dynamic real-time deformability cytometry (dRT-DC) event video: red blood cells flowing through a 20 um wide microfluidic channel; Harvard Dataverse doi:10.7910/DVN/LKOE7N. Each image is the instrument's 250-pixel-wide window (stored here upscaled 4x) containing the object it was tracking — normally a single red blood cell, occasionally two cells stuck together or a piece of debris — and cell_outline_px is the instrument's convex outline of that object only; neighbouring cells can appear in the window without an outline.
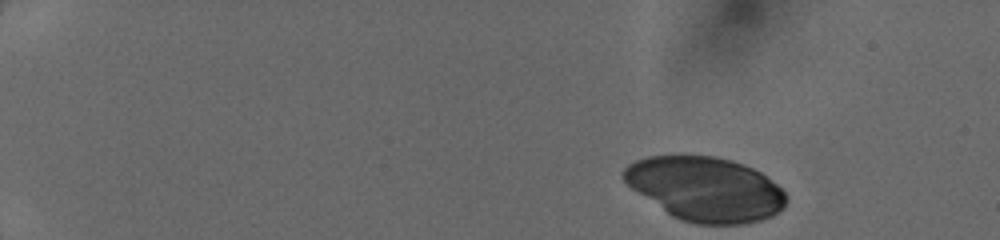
{"species": "human", "species_latin": "Homo sapiens", "temperature_condition": "cold", "stored_images_in_passage": 43, "camera_frame_rate_fps": 3000, "um_per_image_px": 0.085, "donor": {"sex": "female"}, "frame": {"image": 1, "passage_image": 1, "time_ms": 0.0, "image_size_px": [1000, 240], "cell_outline_px": [[788, 200], [784, 208], [772, 216], [760, 220], [744, 224], [696, 224], [680, 220], [672, 216], [632, 188], [620, 176], [620, 172], [628, 164], [636, 160], [648, 156], [716, 156], [732, 160], [744, 164], [760, 172], [776, 184], [788, 196]], "centroid_in_image_um": [59.97, 16.06], "position_along_channel_um": 25.0, "area_um2": 60.75}}